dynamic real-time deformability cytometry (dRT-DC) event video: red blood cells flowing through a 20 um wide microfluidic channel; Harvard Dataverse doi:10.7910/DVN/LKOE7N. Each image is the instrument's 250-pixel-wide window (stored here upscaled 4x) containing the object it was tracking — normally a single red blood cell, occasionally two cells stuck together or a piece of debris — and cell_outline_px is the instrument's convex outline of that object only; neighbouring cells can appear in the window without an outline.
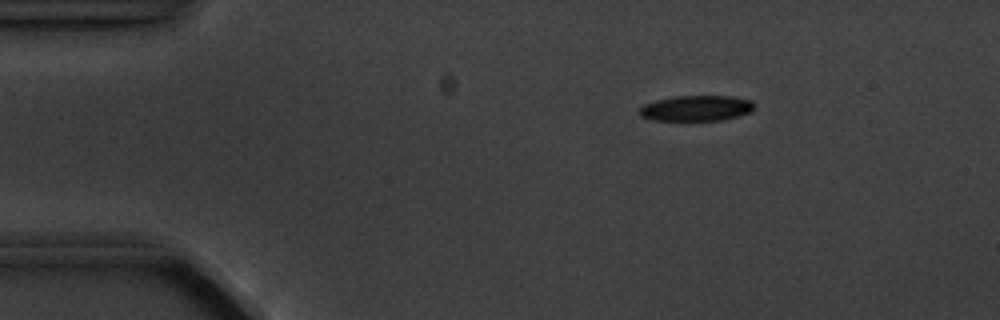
{"species": "common noctule bat (a hibernating species)", "species_latin": "Nyctalus noctula", "temperature_condition": "cold", "stored_images_in_passage": 4, "camera_frame_rate_fps": 3000, "um_per_image_px": 0.085, "animal": {"sex": "male", "body_mass_g": 20.1, "forearm_length_mm": 53.5}, "frame": {"image": 1, "passage_image": 2, "time_ms": 1.0, "image_size_px": [1000, 320], "cell_outline_px": [[752, 112], [720, 120], [652, 120], [640, 116], [636, 112], [644, 104], [656, 100], [672, 96], [732, 96], [752, 100]], "centroid_in_image_um": [59.13, 9.19], "position_along_channel_um": 25.9, "area_um2": 17.11}}